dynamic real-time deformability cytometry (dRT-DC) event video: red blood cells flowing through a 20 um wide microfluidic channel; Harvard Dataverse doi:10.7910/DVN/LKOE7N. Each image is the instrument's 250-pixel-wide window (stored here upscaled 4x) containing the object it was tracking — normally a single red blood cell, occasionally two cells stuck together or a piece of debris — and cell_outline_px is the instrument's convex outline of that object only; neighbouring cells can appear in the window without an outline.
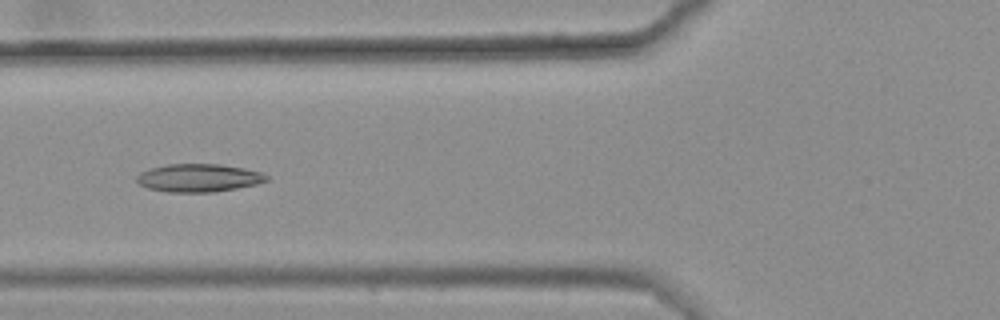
{"species": "common noctule bat (a hibernating species)", "species_latin": "Nyctalus noctula", "temperature_condition": "warm", "stored_images_in_passage": 11, "camera_frame_rate_fps": 3000, "um_per_image_px": 0.085, "animal": {"sex": "female", "body_mass_g": 25.1}, "frame": {"image": 1, "passage_image": 4, "time_ms": 1.0, "image_size_px": [1000, 320], "cell_outline_px": [[268, 180], [256, 184], [236, 188], [212, 192], [168, 192], [148, 188], [140, 184], [136, 180], [136, 176], [140, 172], [152, 168], [168, 164], [220, 164], [244, 168], [260, 172], [268, 176]], "centroid_in_image_um": [16.88, 15.12], "position_along_channel_um": 108.9, "area_um2": 21.04}}
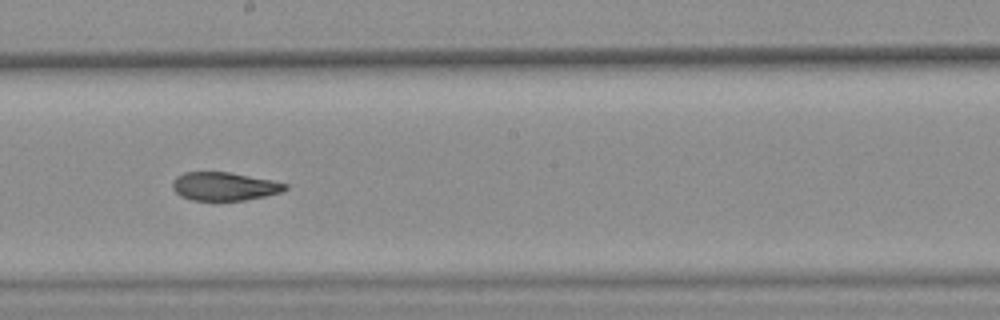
{"frame": {"image": 2, "passage_image": 7, "time_ms": 2.0, "image_size_px": [1000, 320], "cell_outline_px": [[288, 188], [280, 192], [264, 196], [244, 200], [192, 200], [180, 196], [172, 188], [172, 184], [176, 176], [184, 172], [228, 172], [272, 180], [288, 184]], "centroid_in_image_um": [19.04, 15.83], "position_along_channel_um": 229.2, "area_um2": 18.5}}
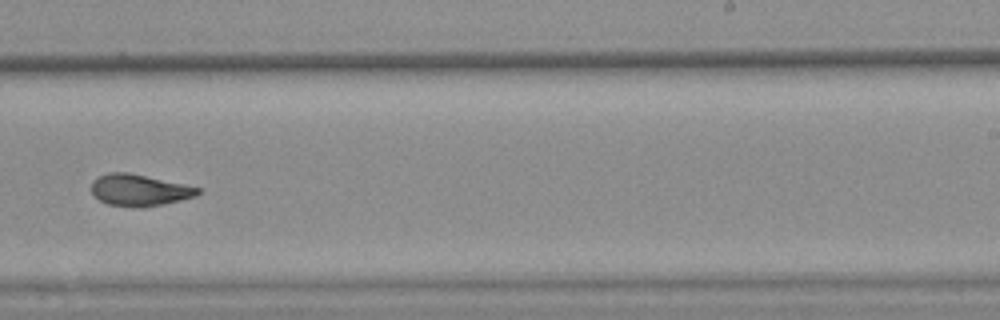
{"frame": {"image": 3, "passage_image": 8, "time_ms": 2.333, "image_size_px": [1000, 320], "cell_outline_px": [[200, 192], [196, 196], [164, 204], [140, 208], [136, 208], [108, 204], [100, 200], [92, 192], [92, 180], [108, 172], [128, 172], [184, 184], [200, 188]], "centroid_in_image_um": [11.84, 16.16], "position_along_channel_um": 277.2, "area_um2": 19.54}}